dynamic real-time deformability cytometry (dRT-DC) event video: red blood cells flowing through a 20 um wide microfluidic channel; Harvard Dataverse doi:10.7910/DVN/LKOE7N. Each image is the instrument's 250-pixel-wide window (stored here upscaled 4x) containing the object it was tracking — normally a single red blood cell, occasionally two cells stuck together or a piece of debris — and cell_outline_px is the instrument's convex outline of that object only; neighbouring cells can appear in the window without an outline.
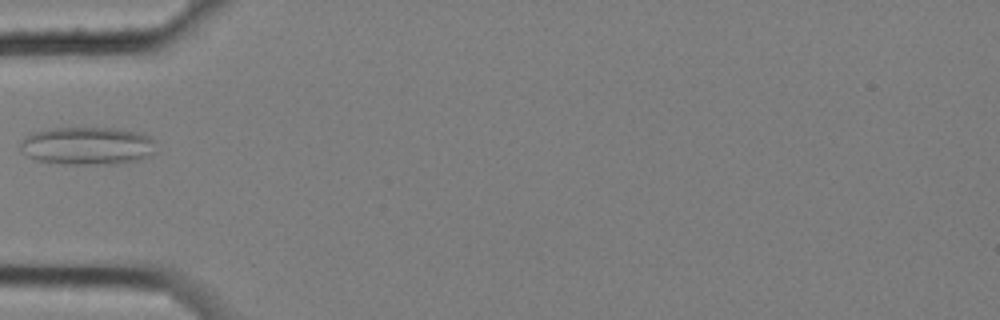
{"species": "common noctule bat (a hibernating species)", "species_latin": "Nyctalus noctula", "temperature_condition": "cold", "stored_images_in_passage": 2, "camera_frame_rate_fps": 3000, "um_per_image_px": 0.085, "animal": {"sex": "female", "body_mass_g": 25.1}, "frame": {"image": 1, "passage_image": 2, "time_ms": 0.333, "image_size_px": [1000, 320], "cell_outline_px": [[152, 152], [148, 156], [136, 160], [116, 164], [68, 164], [36, 160], [20, 152], [20, 140], [24, 136], [32, 132], [52, 128], [116, 128], [140, 132], [148, 136], [152, 140]], "centroid_in_image_um": [7.34, 12.39], "position_along_channel_um": 77.7, "area_um2": 29.94}}